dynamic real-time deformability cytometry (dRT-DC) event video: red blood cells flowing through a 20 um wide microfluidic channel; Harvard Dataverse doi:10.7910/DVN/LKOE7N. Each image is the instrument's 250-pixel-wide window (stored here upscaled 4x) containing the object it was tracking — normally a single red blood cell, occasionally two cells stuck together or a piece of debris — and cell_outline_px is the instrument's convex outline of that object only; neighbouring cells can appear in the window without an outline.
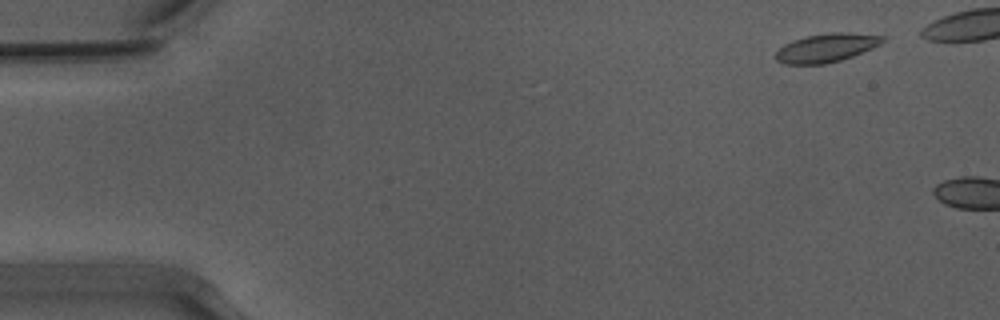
{"species": "Egyptian fruit bat (a non-hibernating species)", "species_latin": "Rousettus aegyptiacus", "temperature_condition": "warm", "stored_images_in_passage": 7, "camera_frame_rate_fps": 3000, "um_per_image_px": 0.085, "animal": {"sex": "male"}, "frame": {"image": 1, "passage_image": 4, "time_ms": 1.0, "image_size_px": [1000, 320], "cell_outline_px": [[888, 36], [880, 44], [872, 48], [852, 56], [840, 60], [824, 64], [784, 64], [776, 60], [776, 52], [784, 44], [792, 40], [808, 36], [832, 32], [848, 32]], "centroid_in_image_um": [70.26, 4.05], "position_along_channel_um": 14.7, "area_um2": 17.74}}